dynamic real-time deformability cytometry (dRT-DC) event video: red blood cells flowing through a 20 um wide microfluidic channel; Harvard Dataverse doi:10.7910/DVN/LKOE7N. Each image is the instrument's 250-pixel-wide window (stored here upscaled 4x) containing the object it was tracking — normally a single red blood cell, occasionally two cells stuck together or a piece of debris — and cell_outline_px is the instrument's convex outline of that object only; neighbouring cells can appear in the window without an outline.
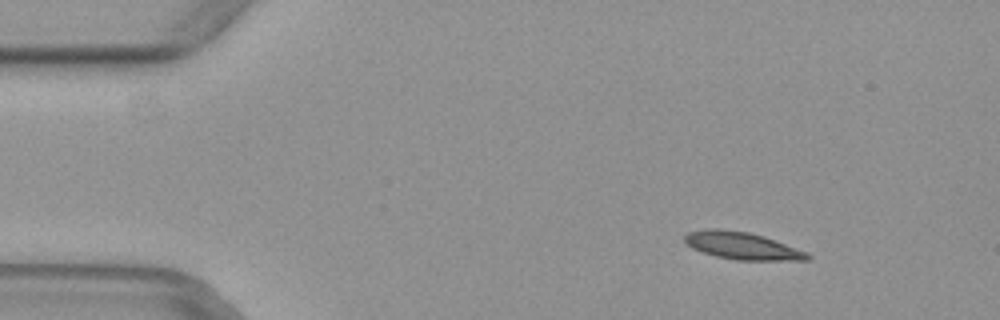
{"species": "common noctule bat (a hibernating species)", "species_latin": "Nyctalus noctula", "temperature_condition": "warm", "stored_images_in_passage": 46, "camera_frame_rate_fps": 3000, "um_per_image_px": 0.085, "animal": {"sex": "female", "body_mass_g": 29.2, "forearm_length_mm": 56.3}, "frame": {"image": 1, "passage_image": 2, "time_ms": 0.333, "image_size_px": [1000, 320], "cell_outline_px": [[812, 256], [808, 260], [736, 260], [716, 256], [692, 248], [684, 240], [684, 236], [688, 232], [708, 228], [716, 228], [748, 232], [764, 236], [808, 252]], "centroid_in_image_um": [63.1, 20.88], "position_along_channel_um": 21.9, "area_um2": 19.48}}
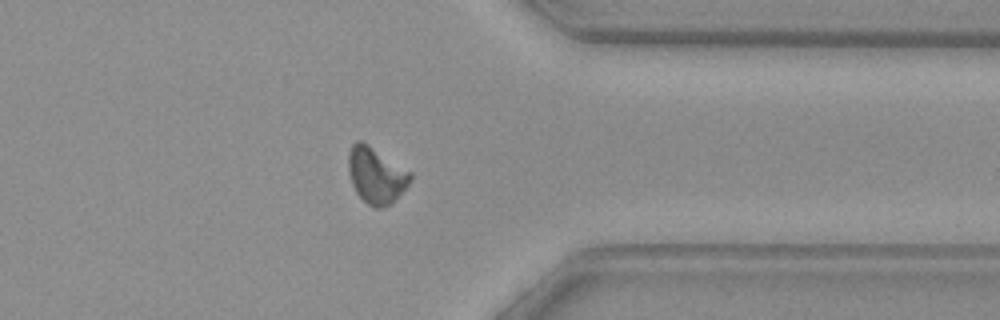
{"frame": {"image": 2, "passage_image": 35, "time_ms": 11.333, "image_size_px": [1000, 320], "cell_outline_px": [[412, 180], [388, 204], [380, 208], [372, 208], [356, 192], [352, 184], [348, 172], [348, 152], [352, 144], [356, 140], [360, 140], [368, 144], [412, 172]], "centroid_in_image_um": [31.94, 14.86], "position_along_channel_um": 379.5, "area_um2": 20.06}}
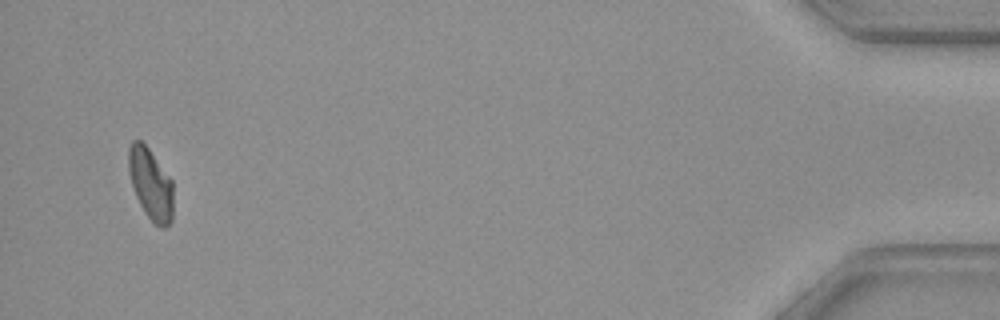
{"frame": {"image": 3, "passage_image": 44, "time_ms": 14.333, "image_size_px": [1000, 320], "cell_outline_px": [[172, 220], [164, 228], [160, 228], [144, 212], [136, 196], [128, 172], [128, 148], [132, 140], [140, 140], [148, 148], [172, 180]], "centroid_in_image_um": [12.79, 15.62], "position_along_channel_um": 422.4, "area_um2": 18.38}}